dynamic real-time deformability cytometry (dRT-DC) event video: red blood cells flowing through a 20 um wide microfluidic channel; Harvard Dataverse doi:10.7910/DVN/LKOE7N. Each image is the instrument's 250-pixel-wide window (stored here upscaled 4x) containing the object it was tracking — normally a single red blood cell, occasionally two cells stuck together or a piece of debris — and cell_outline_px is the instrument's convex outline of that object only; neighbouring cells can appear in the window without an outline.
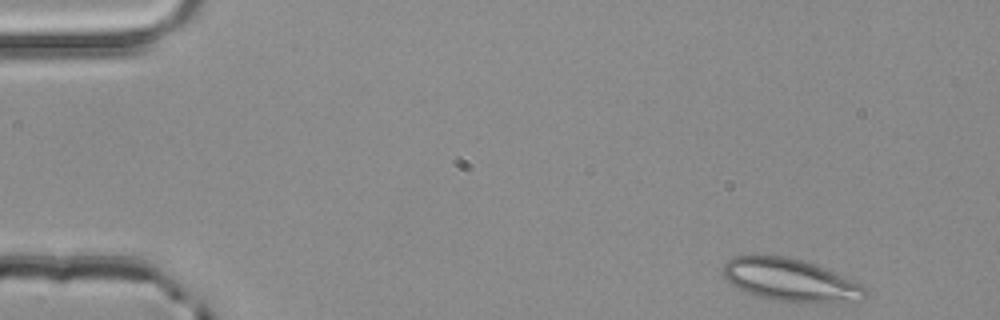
{"species": "common noctule bat (a hibernating species)", "species_latin": "Nyctalus noctula", "temperature_condition": "room temperature", "stored_images_in_passage": 4, "camera_frame_rate_fps": 3000, "um_per_image_px": 0.085, "animal": {"sex": "male", "body_mass_g": 20.4}, "frame": {"image": 1, "passage_image": 1, "time_ms": 0.0, "image_size_px": [1000, 320], "cell_outline_px": [[868, 292], [864, 296], [836, 304], [800, 304], [760, 296], [736, 288], [724, 276], [724, 264], [728, 260], [736, 256], [784, 256], [804, 260], [816, 264], [852, 280], [860, 284]], "centroid_in_image_um": [67.21, 23.82], "position_along_channel_um": 17.8, "area_um2": 35.08}}